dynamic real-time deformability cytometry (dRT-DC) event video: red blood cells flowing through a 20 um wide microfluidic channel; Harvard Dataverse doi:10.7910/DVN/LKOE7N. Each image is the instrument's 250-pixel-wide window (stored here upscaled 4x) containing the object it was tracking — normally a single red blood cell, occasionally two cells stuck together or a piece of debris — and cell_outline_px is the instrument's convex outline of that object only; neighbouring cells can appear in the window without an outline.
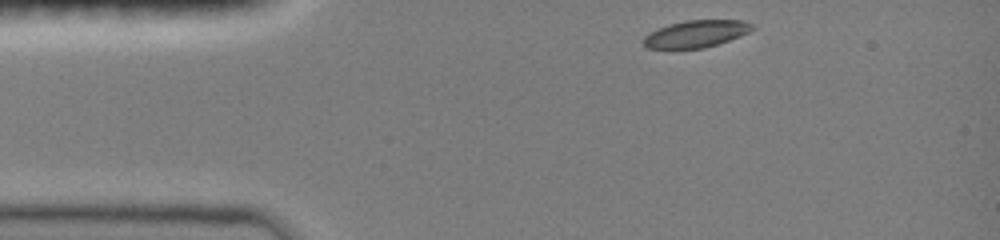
{"species": "common noctule bat (a hibernating species)", "species_latin": "Nyctalus noctula", "temperature_condition": "room temperature", "stored_images_in_passage": 6, "camera_frame_rate_fps": 3000, "um_per_image_px": 0.085, "animal": {"sex": "female", "body_mass_g": 19.0, "forearm_length_mm": 51.5}, "frame": {"image": 1, "passage_image": 1, "time_ms": 0.0, "image_size_px": [1000, 240], "cell_outline_px": [[756, 28], [740, 36], [704, 48], [648, 48], [644, 44], [644, 36], [648, 32], [668, 24], [684, 20], [744, 20], [752, 24]], "centroid_in_image_um": [59.17, 2.86], "position_along_channel_um": 25.8, "area_um2": 17.11}}
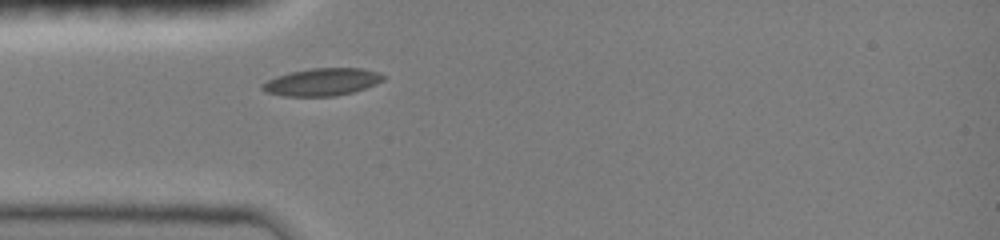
{"frame": {"image": 2, "passage_image": 6, "time_ms": 2.0, "image_size_px": [1000, 240], "cell_outline_px": [[384, 80], [376, 84], [352, 92], [336, 96], [284, 96], [264, 92], [260, 88], [260, 84], [276, 76], [288, 72], [312, 68], [360, 68], [380, 72], [384, 76]], "centroid_in_image_um": [27.34, 6.97], "position_along_channel_um": 57.7, "area_um2": 19.48}}